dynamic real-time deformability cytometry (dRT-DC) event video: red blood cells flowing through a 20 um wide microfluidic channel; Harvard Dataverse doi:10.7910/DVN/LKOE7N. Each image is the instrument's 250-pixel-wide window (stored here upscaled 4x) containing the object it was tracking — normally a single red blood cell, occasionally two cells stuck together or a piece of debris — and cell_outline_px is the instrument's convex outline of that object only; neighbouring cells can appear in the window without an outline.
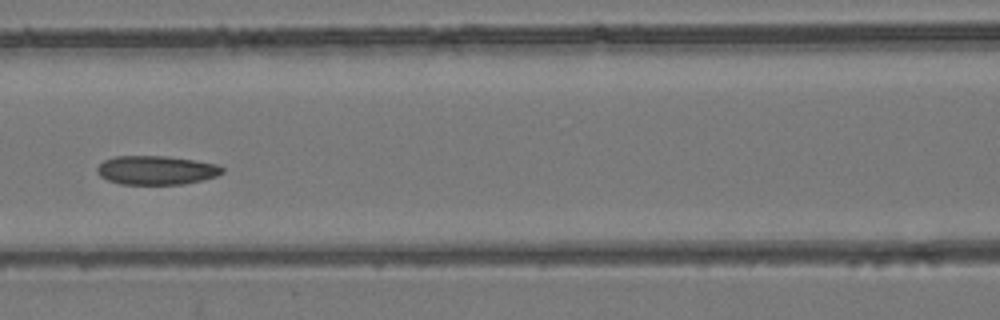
{"species": "common noctule bat (a hibernating species)", "species_latin": "Nyctalus noctula", "temperature_condition": "room temperature", "stored_images_in_passage": 7, "camera_frame_rate_fps": 3000, "um_per_image_px": 0.085, "animal": {"sex": "female", "body_mass_g": 24.6, "forearm_length_mm": 56.2}, "frame": {"image": 1, "passage_image": 7, "time_ms": 2.0, "image_size_px": [1000, 320], "cell_outline_px": [[224, 172], [216, 176], [184, 184], [120, 184], [108, 180], [100, 176], [96, 172], [96, 168], [104, 160], [112, 156], [168, 156], [196, 160], [216, 164], [224, 168]], "centroid_in_image_um": [13.27, 14.46], "position_along_channel_um": 153.3, "area_um2": 21.15}}